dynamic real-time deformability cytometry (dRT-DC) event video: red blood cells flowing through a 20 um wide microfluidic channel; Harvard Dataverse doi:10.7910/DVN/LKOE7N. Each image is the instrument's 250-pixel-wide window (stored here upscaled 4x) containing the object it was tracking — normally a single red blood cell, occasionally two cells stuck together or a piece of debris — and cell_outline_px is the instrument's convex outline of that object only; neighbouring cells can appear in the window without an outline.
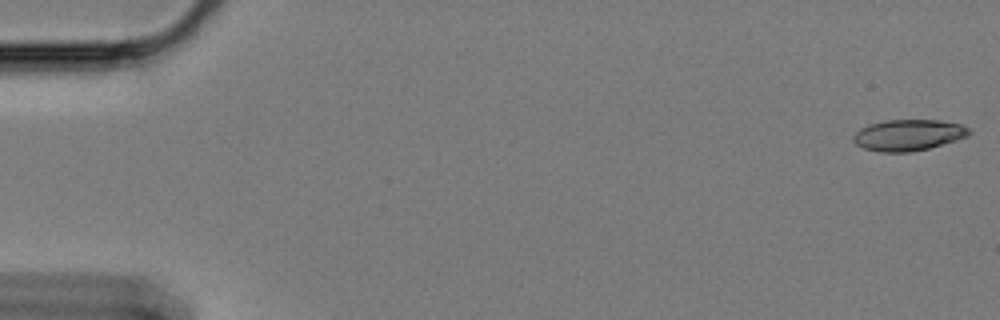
{"species": "Egyptian fruit bat (a non-hibernating species)", "species_latin": "Rousettus aegyptiacus", "temperature_condition": "cold", "stored_images_in_passage": 60, "camera_frame_rate_fps": 3000, "um_per_image_px": 0.085, "animal": {"sex": "female"}, "frame": {"image": 1, "passage_image": 1, "time_ms": 0.0, "image_size_px": [1000, 320], "cell_outline_px": [[972, 132], [968, 136], [956, 140], [928, 148], [908, 152], [880, 152], [864, 148], [856, 144], [852, 140], [852, 136], [860, 128], [872, 124], [888, 120], [940, 120], [960, 124], [968, 128]], "centroid_in_image_um": [77.21, 11.48], "position_along_channel_um": 7.8, "area_um2": 20.87}}
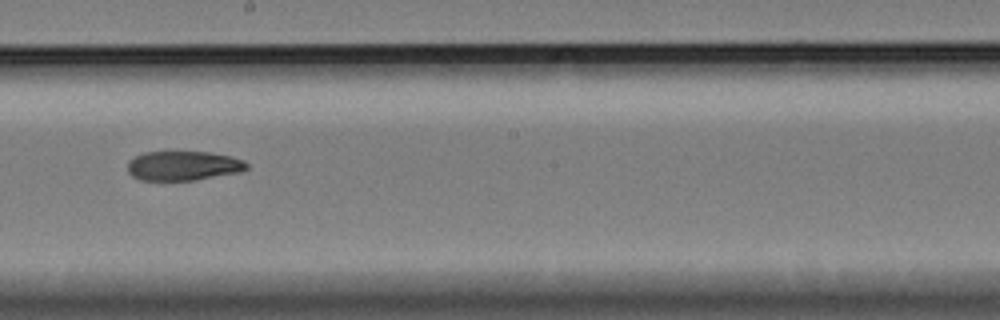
{"frame": {"image": 2, "passage_image": 34, "time_ms": 11.0, "image_size_px": [1000, 320], "cell_outline_px": [[248, 168], [240, 172], [196, 180], [140, 180], [132, 176], [128, 172], [128, 160], [144, 152], [208, 152], [232, 156], [244, 160], [248, 164]], "centroid_in_image_um": [15.59, 14.09], "position_along_channel_um": 232.6, "area_um2": 20.52}}
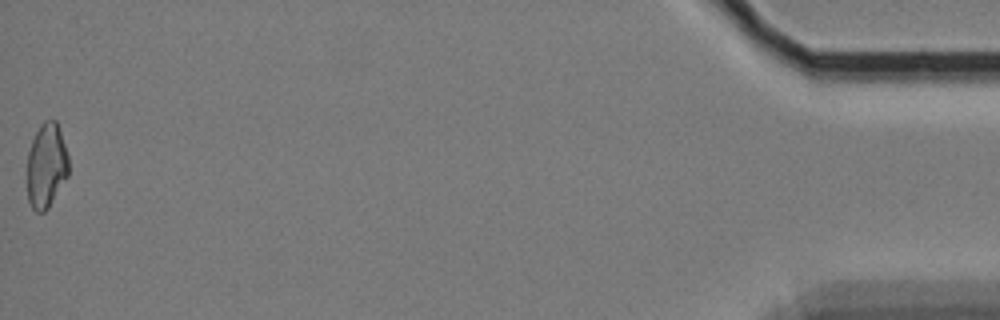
{"frame": {"image": 3, "passage_image": 60, "time_ms": 19.667, "image_size_px": [1000, 320], "cell_outline_px": [[68, 176], [48, 208], [44, 212], [36, 212], [32, 208], [28, 200], [28, 152], [32, 140], [40, 124], [44, 120], [56, 120], [68, 156]], "centroid_in_image_um": [3.94, 14.09], "position_along_channel_um": 431.3, "area_um2": 20.29}, "authors_computed_cell_mechanics": {"area_um2": 21.4438, "velocity_mm_per_s": 3.3496, "shape_relaxation_time_tau1_ms": 9.7265, "shape_relaxation_time_tau2_ms": null, "deformation_change_tau1": 0.1974, "deformation_change_tau2": null}}